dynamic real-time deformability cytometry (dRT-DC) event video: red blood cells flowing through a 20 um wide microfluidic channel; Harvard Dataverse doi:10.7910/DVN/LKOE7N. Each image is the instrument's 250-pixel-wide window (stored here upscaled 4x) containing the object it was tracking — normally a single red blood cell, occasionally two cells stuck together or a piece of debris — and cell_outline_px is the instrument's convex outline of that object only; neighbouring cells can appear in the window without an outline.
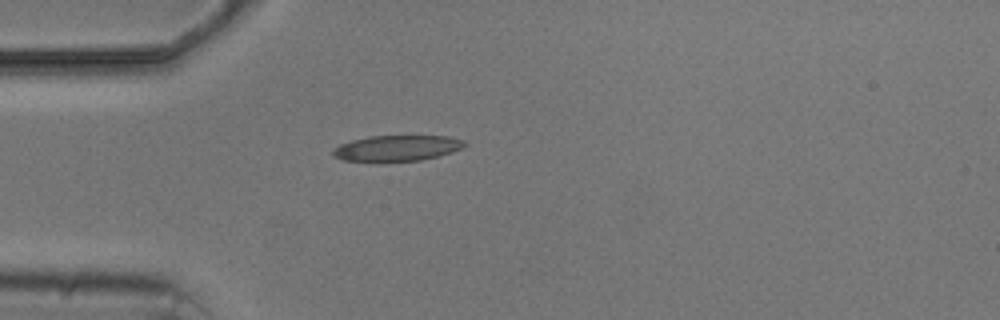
{"species": "common noctule bat (a hibernating species)", "species_latin": "Nyctalus noctula", "temperature_condition": "cold", "stored_images_in_passage": 1, "camera_frame_rate_fps": 3000, "um_per_image_px": 0.085, "animal": {"sex": "male", "body_mass_g": 20.5, "forearm_length_mm": 52.5}, "frame": {"image": 1, "passage_image": 1, "time_ms": 0.0, "image_size_px": [1000, 320], "cell_outline_px": [[468, 144], [464, 148], [440, 156], [420, 160], [376, 164], [344, 160], [332, 156], [332, 148], [340, 144], [352, 140], [368, 136], [448, 136], [464, 140]], "centroid_in_image_um": [33.71, 12.63], "position_along_channel_um": 51.3, "area_um2": 20.69}}